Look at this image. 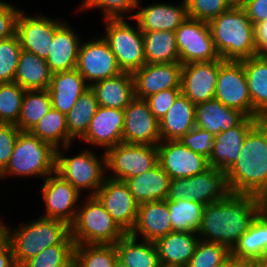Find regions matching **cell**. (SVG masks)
Instances as JSON below:
<instances>
[{
	"mask_svg": "<svg viewBox=\"0 0 267 267\" xmlns=\"http://www.w3.org/2000/svg\"><path fill=\"white\" fill-rule=\"evenodd\" d=\"M258 213V195L231 193L225 200L204 205L197 235L231 251Z\"/></svg>",
	"mask_w": 267,
	"mask_h": 267,
	"instance_id": "obj_1",
	"label": "cell"
},
{
	"mask_svg": "<svg viewBox=\"0 0 267 267\" xmlns=\"http://www.w3.org/2000/svg\"><path fill=\"white\" fill-rule=\"evenodd\" d=\"M226 173L232 193L259 195L267 188V119L247 133L239 158Z\"/></svg>",
	"mask_w": 267,
	"mask_h": 267,
	"instance_id": "obj_2",
	"label": "cell"
},
{
	"mask_svg": "<svg viewBox=\"0 0 267 267\" xmlns=\"http://www.w3.org/2000/svg\"><path fill=\"white\" fill-rule=\"evenodd\" d=\"M10 227L5 223V235L9 239L17 267L48 246L75 244L70 236V226L61 220L40 216L37 220L20 224L14 231Z\"/></svg>",
	"mask_w": 267,
	"mask_h": 267,
	"instance_id": "obj_3",
	"label": "cell"
},
{
	"mask_svg": "<svg viewBox=\"0 0 267 267\" xmlns=\"http://www.w3.org/2000/svg\"><path fill=\"white\" fill-rule=\"evenodd\" d=\"M208 24L215 49L224 61H241L256 55L253 24L242 7H230Z\"/></svg>",
	"mask_w": 267,
	"mask_h": 267,
	"instance_id": "obj_4",
	"label": "cell"
},
{
	"mask_svg": "<svg viewBox=\"0 0 267 267\" xmlns=\"http://www.w3.org/2000/svg\"><path fill=\"white\" fill-rule=\"evenodd\" d=\"M56 149L30 131H20L13 153L0 179L7 176L42 177L55 172Z\"/></svg>",
	"mask_w": 267,
	"mask_h": 267,
	"instance_id": "obj_5",
	"label": "cell"
},
{
	"mask_svg": "<svg viewBox=\"0 0 267 267\" xmlns=\"http://www.w3.org/2000/svg\"><path fill=\"white\" fill-rule=\"evenodd\" d=\"M78 207L70 236L75 245L115 244L126 233L113 220L96 196L85 197Z\"/></svg>",
	"mask_w": 267,
	"mask_h": 267,
	"instance_id": "obj_6",
	"label": "cell"
},
{
	"mask_svg": "<svg viewBox=\"0 0 267 267\" xmlns=\"http://www.w3.org/2000/svg\"><path fill=\"white\" fill-rule=\"evenodd\" d=\"M69 147L71 145L56 149L55 172L71 183L80 194L88 189L91 192L87 196H95L106 179L105 153L99 158L94 151L85 149L73 157H65L62 152Z\"/></svg>",
	"mask_w": 267,
	"mask_h": 267,
	"instance_id": "obj_7",
	"label": "cell"
},
{
	"mask_svg": "<svg viewBox=\"0 0 267 267\" xmlns=\"http://www.w3.org/2000/svg\"><path fill=\"white\" fill-rule=\"evenodd\" d=\"M231 193L226 171L209 167L193 177L171 179L165 200L189 199L207 205Z\"/></svg>",
	"mask_w": 267,
	"mask_h": 267,
	"instance_id": "obj_8",
	"label": "cell"
},
{
	"mask_svg": "<svg viewBox=\"0 0 267 267\" xmlns=\"http://www.w3.org/2000/svg\"><path fill=\"white\" fill-rule=\"evenodd\" d=\"M106 34L102 37L109 44L122 72L134 73L146 64L143 34L127 23L126 19H105Z\"/></svg>",
	"mask_w": 267,
	"mask_h": 267,
	"instance_id": "obj_9",
	"label": "cell"
},
{
	"mask_svg": "<svg viewBox=\"0 0 267 267\" xmlns=\"http://www.w3.org/2000/svg\"><path fill=\"white\" fill-rule=\"evenodd\" d=\"M106 171L113 173L106 177L124 181L142 174L158 164V148L152 145L122 142L105 152Z\"/></svg>",
	"mask_w": 267,
	"mask_h": 267,
	"instance_id": "obj_10",
	"label": "cell"
},
{
	"mask_svg": "<svg viewBox=\"0 0 267 267\" xmlns=\"http://www.w3.org/2000/svg\"><path fill=\"white\" fill-rule=\"evenodd\" d=\"M175 35L182 65L220 59L208 22L188 18L175 30Z\"/></svg>",
	"mask_w": 267,
	"mask_h": 267,
	"instance_id": "obj_11",
	"label": "cell"
},
{
	"mask_svg": "<svg viewBox=\"0 0 267 267\" xmlns=\"http://www.w3.org/2000/svg\"><path fill=\"white\" fill-rule=\"evenodd\" d=\"M82 43L79 48L76 69L89 86L122 73L115 55L102 36Z\"/></svg>",
	"mask_w": 267,
	"mask_h": 267,
	"instance_id": "obj_12",
	"label": "cell"
},
{
	"mask_svg": "<svg viewBox=\"0 0 267 267\" xmlns=\"http://www.w3.org/2000/svg\"><path fill=\"white\" fill-rule=\"evenodd\" d=\"M41 192L45 203L42 217L61 220L70 226L75 220L82 194L56 172L44 179Z\"/></svg>",
	"mask_w": 267,
	"mask_h": 267,
	"instance_id": "obj_13",
	"label": "cell"
},
{
	"mask_svg": "<svg viewBox=\"0 0 267 267\" xmlns=\"http://www.w3.org/2000/svg\"><path fill=\"white\" fill-rule=\"evenodd\" d=\"M214 98L225 106L252 117V101L246 74L240 61H225L219 67Z\"/></svg>",
	"mask_w": 267,
	"mask_h": 267,
	"instance_id": "obj_14",
	"label": "cell"
},
{
	"mask_svg": "<svg viewBox=\"0 0 267 267\" xmlns=\"http://www.w3.org/2000/svg\"><path fill=\"white\" fill-rule=\"evenodd\" d=\"M95 196L125 233L134 228L139 203L124 181L106 177Z\"/></svg>",
	"mask_w": 267,
	"mask_h": 267,
	"instance_id": "obj_15",
	"label": "cell"
},
{
	"mask_svg": "<svg viewBox=\"0 0 267 267\" xmlns=\"http://www.w3.org/2000/svg\"><path fill=\"white\" fill-rule=\"evenodd\" d=\"M61 19L48 18L44 15H28L21 10L16 21V34L22 50L47 59L53 43L55 29L63 22Z\"/></svg>",
	"mask_w": 267,
	"mask_h": 267,
	"instance_id": "obj_16",
	"label": "cell"
},
{
	"mask_svg": "<svg viewBox=\"0 0 267 267\" xmlns=\"http://www.w3.org/2000/svg\"><path fill=\"white\" fill-rule=\"evenodd\" d=\"M123 142L157 146L161 141L160 124L146 99L135 97L124 109Z\"/></svg>",
	"mask_w": 267,
	"mask_h": 267,
	"instance_id": "obj_17",
	"label": "cell"
},
{
	"mask_svg": "<svg viewBox=\"0 0 267 267\" xmlns=\"http://www.w3.org/2000/svg\"><path fill=\"white\" fill-rule=\"evenodd\" d=\"M158 163L171 179L193 177L209 168L208 159L194 153L180 140H161Z\"/></svg>",
	"mask_w": 267,
	"mask_h": 267,
	"instance_id": "obj_18",
	"label": "cell"
},
{
	"mask_svg": "<svg viewBox=\"0 0 267 267\" xmlns=\"http://www.w3.org/2000/svg\"><path fill=\"white\" fill-rule=\"evenodd\" d=\"M223 59L182 65L181 93L197 104L214 98L219 67Z\"/></svg>",
	"mask_w": 267,
	"mask_h": 267,
	"instance_id": "obj_19",
	"label": "cell"
},
{
	"mask_svg": "<svg viewBox=\"0 0 267 267\" xmlns=\"http://www.w3.org/2000/svg\"><path fill=\"white\" fill-rule=\"evenodd\" d=\"M135 97L147 99L165 89H181V63H146L132 73Z\"/></svg>",
	"mask_w": 267,
	"mask_h": 267,
	"instance_id": "obj_20",
	"label": "cell"
},
{
	"mask_svg": "<svg viewBox=\"0 0 267 267\" xmlns=\"http://www.w3.org/2000/svg\"><path fill=\"white\" fill-rule=\"evenodd\" d=\"M138 12L129 14L128 18L135 20L142 32L173 31L188 19L186 1L178 5L171 3H153L141 7L138 2Z\"/></svg>",
	"mask_w": 267,
	"mask_h": 267,
	"instance_id": "obj_21",
	"label": "cell"
},
{
	"mask_svg": "<svg viewBox=\"0 0 267 267\" xmlns=\"http://www.w3.org/2000/svg\"><path fill=\"white\" fill-rule=\"evenodd\" d=\"M124 109L98 107L81 141L96 147H111L123 142Z\"/></svg>",
	"mask_w": 267,
	"mask_h": 267,
	"instance_id": "obj_22",
	"label": "cell"
},
{
	"mask_svg": "<svg viewBox=\"0 0 267 267\" xmlns=\"http://www.w3.org/2000/svg\"><path fill=\"white\" fill-rule=\"evenodd\" d=\"M260 120V118L248 117L241 125L216 135L212 154L208 159L209 167L227 171L239 158L247 133Z\"/></svg>",
	"mask_w": 267,
	"mask_h": 267,
	"instance_id": "obj_23",
	"label": "cell"
},
{
	"mask_svg": "<svg viewBox=\"0 0 267 267\" xmlns=\"http://www.w3.org/2000/svg\"><path fill=\"white\" fill-rule=\"evenodd\" d=\"M170 232L172 227L167 200L139 204L136 223L130 232L132 236L155 242Z\"/></svg>",
	"mask_w": 267,
	"mask_h": 267,
	"instance_id": "obj_24",
	"label": "cell"
},
{
	"mask_svg": "<svg viewBox=\"0 0 267 267\" xmlns=\"http://www.w3.org/2000/svg\"><path fill=\"white\" fill-rule=\"evenodd\" d=\"M247 118L242 111L225 106L216 98L195 104L196 126L214 136L241 125Z\"/></svg>",
	"mask_w": 267,
	"mask_h": 267,
	"instance_id": "obj_25",
	"label": "cell"
},
{
	"mask_svg": "<svg viewBox=\"0 0 267 267\" xmlns=\"http://www.w3.org/2000/svg\"><path fill=\"white\" fill-rule=\"evenodd\" d=\"M200 240L197 232L172 231L156 240L161 267H186Z\"/></svg>",
	"mask_w": 267,
	"mask_h": 267,
	"instance_id": "obj_26",
	"label": "cell"
},
{
	"mask_svg": "<svg viewBox=\"0 0 267 267\" xmlns=\"http://www.w3.org/2000/svg\"><path fill=\"white\" fill-rule=\"evenodd\" d=\"M89 88L90 86L75 68L52 74L47 90L51 97L52 107L67 115L80 96Z\"/></svg>",
	"mask_w": 267,
	"mask_h": 267,
	"instance_id": "obj_27",
	"label": "cell"
},
{
	"mask_svg": "<svg viewBox=\"0 0 267 267\" xmlns=\"http://www.w3.org/2000/svg\"><path fill=\"white\" fill-rule=\"evenodd\" d=\"M81 41L76 32L63 21L56 29L50 54L46 59L52 74L76 68Z\"/></svg>",
	"mask_w": 267,
	"mask_h": 267,
	"instance_id": "obj_28",
	"label": "cell"
},
{
	"mask_svg": "<svg viewBox=\"0 0 267 267\" xmlns=\"http://www.w3.org/2000/svg\"><path fill=\"white\" fill-rule=\"evenodd\" d=\"M90 88L100 107L125 109L135 98L134 79L129 72L95 82Z\"/></svg>",
	"mask_w": 267,
	"mask_h": 267,
	"instance_id": "obj_29",
	"label": "cell"
},
{
	"mask_svg": "<svg viewBox=\"0 0 267 267\" xmlns=\"http://www.w3.org/2000/svg\"><path fill=\"white\" fill-rule=\"evenodd\" d=\"M252 101V117L267 119V56H252L240 61Z\"/></svg>",
	"mask_w": 267,
	"mask_h": 267,
	"instance_id": "obj_30",
	"label": "cell"
},
{
	"mask_svg": "<svg viewBox=\"0 0 267 267\" xmlns=\"http://www.w3.org/2000/svg\"><path fill=\"white\" fill-rule=\"evenodd\" d=\"M170 180L171 178L158 163L151 170L125 179L124 182L135 200L141 204L165 200Z\"/></svg>",
	"mask_w": 267,
	"mask_h": 267,
	"instance_id": "obj_31",
	"label": "cell"
},
{
	"mask_svg": "<svg viewBox=\"0 0 267 267\" xmlns=\"http://www.w3.org/2000/svg\"><path fill=\"white\" fill-rule=\"evenodd\" d=\"M159 124L161 140H179L196 126L195 104L180 93Z\"/></svg>",
	"mask_w": 267,
	"mask_h": 267,
	"instance_id": "obj_32",
	"label": "cell"
},
{
	"mask_svg": "<svg viewBox=\"0 0 267 267\" xmlns=\"http://www.w3.org/2000/svg\"><path fill=\"white\" fill-rule=\"evenodd\" d=\"M231 256L238 260L267 261V220L261 214H257L249 229L239 238Z\"/></svg>",
	"mask_w": 267,
	"mask_h": 267,
	"instance_id": "obj_33",
	"label": "cell"
},
{
	"mask_svg": "<svg viewBox=\"0 0 267 267\" xmlns=\"http://www.w3.org/2000/svg\"><path fill=\"white\" fill-rule=\"evenodd\" d=\"M51 78L52 73L45 59L32 52L21 51L14 82L25 90H45Z\"/></svg>",
	"mask_w": 267,
	"mask_h": 267,
	"instance_id": "obj_34",
	"label": "cell"
},
{
	"mask_svg": "<svg viewBox=\"0 0 267 267\" xmlns=\"http://www.w3.org/2000/svg\"><path fill=\"white\" fill-rule=\"evenodd\" d=\"M138 240V241H137ZM118 258L127 267H161L155 243L126 233L115 243Z\"/></svg>",
	"mask_w": 267,
	"mask_h": 267,
	"instance_id": "obj_35",
	"label": "cell"
},
{
	"mask_svg": "<svg viewBox=\"0 0 267 267\" xmlns=\"http://www.w3.org/2000/svg\"><path fill=\"white\" fill-rule=\"evenodd\" d=\"M146 63H180L173 31L142 32Z\"/></svg>",
	"mask_w": 267,
	"mask_h": 267,
	"instance_id": "obj_36",
	"label": "cell"
},
{
	"mask_svg": "<svg viewBox=\"0 0 267 267\" xmlns=\"http://www.w3.org/2000/svg\"><path fill=\"white\" fill-rule=\"evenodd\" d=\"M98 107L95 93L89 88L80 96L75 106L66 115L68 145H72L75 139L80 140L86 134Z\"/></svg>",
	"mask_w": 267,
	"mask_h": 267,
	"instance_id": "obj_37",
	"label": "cell"
},
{
	"mask_svg": "<svg viewBox=\"0 0 267 267\" xmlns=\"http://www.w3.org/2000/svg\"><path fill=\"white\" fill-rule=\"evenodd\" d=\"M172 231L197 232L204 205L189 199L167 200Z\"/></svg>",
	"mask_w": 267,
	"mask_h": 267,
	"instance_id": "obj_38",
	"label": "cell"
},
{
	"mask_svg": "<svg viewBox=\"0 0 267 267\" xmlns=\"http://www.w3.org/2000/svg\"><path fill=\"white\" fill-rule=\"evenodd\" d=\"M51 108V97L47 89L26 90L16 126L21 131H31Z\"/></svg>",
	"mask_w": 267,
	"mask_h": 267,
	"instance_id": "obj_39",
	"label": "cell"
},
{
	"mask_svg": "<svg viewBox=\"0 0 267 267\" xmlns=\"http://www.w3.org/2000/svg\"><path fill=\"white\" fill-rule=\"evenodd\" d=\"M30 132L40 140L50 143L55 149L68 145L66 115L53 107Z\"/></svg>",
	"mask_w": 267,
	"mask_h": 267,
	"instance_id": "obj_40",
	"label": "cell"
},
{
	"mask_svg": "<svg viewBox=\"0 0 267 267\" xmlns=\"http://www.w3.org/2000/svg\"><path fill=\"white\" fill-rule=\"evenodd\" d=\"M117 258L115 244L75 245L73 267H113Z\"/></svg>",
	"mask_w": 267,
	"mask_h": 267,
	"instance_id": "obj_41",
	"label": "cell"
},
{
	"mask_svg": "<svg viewBox=\"0 0 267 267\" xmlns=\"http://www.w3.org/2000/svg\"><path fill=\"white\" fill-rule=\"evenodd\" d=\"M25 91L16 82L0 83V123L17 124Z\"/></svg>",
	"mask_w": 267,
	"mask_h": 267,
	"instance_id": "obj_42",
	"label": "cell"
},
{
	"mask_svg": "<svg viewBox=\"0 0 267 267\" xmlns=\"http://www.w3.org/2000/svg\"><path fill=\"white\" fill-rule=\"evenodd\" d=\"M75 244L48 246L21 267H73Z\"/></svg>",
	"mask_w": 267,
	"mask_h": 267,
	"instance_id": "obj_43",
	"label": "cell"
},
{
	"mask_svg": "<svg viewBox=\"0 0 267 267\" xmlns=\"http://www.w3.org/2000/svg\"><path fill=\"white\" fill-rule=\"evenodd\" d=\"M230 256L226 246L200 239L186 267H218Z\"/></svg>",
	"mask_w": 267,
	"mask_h": 267,
	"instance_id": "obj_44",
	"label": "cell"
},
{
	"mask_svg": "<svg viewBox=\"0 0 267 267\" xmlns=\"http://www.w3.org/2000/svg\"><path fill=\"white\" fill-rule=\"evenodd\" d=\"M21 51L17 34L0 40V83L14 82Z\"/></svg>",
	"mask_w": 267,
	"mask_h": 267,
	"instance_id": "obj_45",
	"label": "cell"
},
{
	"mask_svg": "<svg viewBox=\"0 0 267 267\" xmlns=\"http://www.w3.org/2000/svg\"><path fill=\"white\" fill-rule=\"evenodd\" d=\"M140 0H83L81 10L98 9L103 12L105 19H125L128 18L124 13H130L137 9ZM124 14V15H123Z\"/></svg>",
	"mask_w": 267,
	"mask_h": 267,
	"instance_id": "obj_46",
	"label": "cell"
},
{
	"mask_svg": "<svg viewBox=\"0 0 267 267\" xmlns=\"http://www.w3.org/2000/svg\"><path fill=\"white\" fill-rule=\"evenodd\" d=\"M188 18L209 22L230 7L225 0H185Z\"/></svg>",
	"mask_w": 267,
	"mask_h": 267,
	"instance_id": "obj_47",
	"label": "cell"
},
{
	"mask_svg": "<svg viewBox=\"0 0 267 267\" xmlns=\"http://www.w3.org/2000/svg\"><path fill=\"white\" fill-rule=\"evenodd\" d=\"M179 140L184 146L191 149L194 153L200 154L209 159L215 143V136L209 131L195 126Z\"/></svg>",
	"mask_w": 267,
	"mask_h": 267,
	"instance_id": "obj_48",
	"label": "cell"
},
{
	"mask_svg": "<svg viewBox=\"0 0 267 267\" xmlns=\"http://www.w3.org/2000/svg\"><path fill=\"white\" fill-rule=\"evenodd\" d=\"M20 131L16 125L0 123V173L10 161Z\"/></svg>",
	"mask_w": 267,
	"mask_h": 267,
	"instance_id": "obj_49",
	"label": "cell"
},
{
	"mask_svg": "<svg viewBox=\"0 0 267 267\" xmlns=\"http://www.w3.org/2000/svg\"><path fill=\"white\" fill-rule=\"evenodd\" d=\"M180 93L181 89H165L146 99L151 112L159 122L164 118Z\"/></svg>",
	"mask_w": 267,
	"mask_h": 267,
	"instance_id": "obj_50",
	"label": "cell"
},
{
	"mask_svg": "<svg viewBox=\"0 0 267 267\" xmlns=\"http://www.w3.org/2000/svg\"><path fill=\"white\" fill-rule=\"evenodd\" d=\"M20 8H16L7 2H0V40L16 34V21Z\"/></svg>",
	"mask_w": 267,
	"mask_h": 267,
	"instance_id": "obj_51",
	"label": "cell"
},
{
	"mask_svg": "<svg viewBox=\"0 0 267 267\" xmlns=\"http://www.w3.org/2000/svg\"><path fill=\"white\" fill-rule=\"evenodd\" d=\"M242 8L252 24L267 20V0H246Z\"/></svg>",
	"mask_w": 267,
	"mask_h": 267,
	"instance_id": "obj_52",
	"label": "cell"
},
{
	"mask_svg": "<svg viewBox=\"0 0 267 267\" xmlns=\"http://www.w3.org/2000/svg\"><path fill=\"white\" fill-rule=\"evenodd\" d=\"M256 55L267 56V20L253 24Z\"/></svg>",
	"mask_w": 267,
	"mask_h": 267,
	"instance_id": "obj_53",
	"label": "cell"
},
{
	"mask_svg": "<svg viewBox=\"0 0 267 267\" xmlns=\"http://www.w3.org/2000/svg\"><path fill=\"white\" fill-rule=\"evenodd\" d=\"M0 267H17L12 247L5 234L0 238Z\"/></svg>",
	"mask_w": 267,
	"mask_h": 267,
	"instance_id": "obj_54",
	"label": "cell"
},
{
	"mask_svg": "<svg viewBox=\"0 0 267 267\" xmlns=\"http://www.w3.org/2000/svg\"><path fill=\"white\" fill-rule=\"evenodd\" d=\"M259 214L267 220V188L258 195Z\"/></svg>",
	"mask_w": 267,
	"mask_h": 267,
	"instance_id": "obj_55",
	"label": "cell"
},
{
	"mask_svg": "<svg viewBox=\"0 0 267 267\" xmlns=\"http://www.w3.org/2000/svg\"><path fill=\"white\" fill-rule=\"evenodd\" d=\"M234 267H259V261L239 260Z\"/></svg>",
	"mask_w": 267,
	"mask_h": 267,
	"instance_id": "obj_56",
	"label": "cell"
},
{
	"mask_svg": "<svg viewBox=\"0 0 267 267\" xmlns=\"http://www.w3.org/2000/svg\"><path fill=\"white\" fill-rule=\"evenodd\" d=\"M239 260L233 256H230L227 260H225L221 265H219L218 267H234L235 264L238 262Z\"/></svg>",
	"mask_w": 267,
	"mask_h": 267,
	"instance_id": "obj_57",
	"label": "cell"
},
{
	"mask_svg": "<svg viewBox=\"0 0 267 267\" xmlns=\"http://www.w3.org/2000/svg\"><path fill=\"white\" fill-rule=\"evenodd\" d=\"M229 7H243L246 0H225Z\"/></svg>",
	"mask_w": 267,
	"mask_h": 267,
	"instance_id": "obj_58",
	"label": "cell"
},
{
	"mask_svg": "<svg viewBox=\"0 0 267 267\" xmlns=\"http://www.w3.org/2000/svg\"><path fill=\"white\" fill-rule=\"evenodd\" d=\"M113 267H127L123 261L119 258L116 259Z\"/></svg>",
	"mask_w": 267,
	"mask_h": 267,
	"instance_id": "obj_59",
	"label": "cell"
},
{
	"mask_svg": "<svg viewBox=\"0 0 267 267\" xmlns=\"http://www.w3.org/2000/svg\"><path fill=\"white\" fill-rule=\"evenodd\" d=\"M0 220V238L5 234V223Z\"/></svg>",
	"mask_w": 267,
	"mask_h": 267,
	"instance_id": "obj_60",
	"label": "cell"
},
{
	"mask_svg": "<svg viewBox=\"0 0 267 267\" xmlns=\"http://www.w3.org/2000/svg\"><path fill=\"white\" fill-rule=\"evenodd\" d=\"M259 267H267V263L259 261Z\"/></svg>",
	"mask_w": 267,
	"mask_h": 267,
	"instance_id": "obj_61",
	"label": "cell"
}]
</instances>
